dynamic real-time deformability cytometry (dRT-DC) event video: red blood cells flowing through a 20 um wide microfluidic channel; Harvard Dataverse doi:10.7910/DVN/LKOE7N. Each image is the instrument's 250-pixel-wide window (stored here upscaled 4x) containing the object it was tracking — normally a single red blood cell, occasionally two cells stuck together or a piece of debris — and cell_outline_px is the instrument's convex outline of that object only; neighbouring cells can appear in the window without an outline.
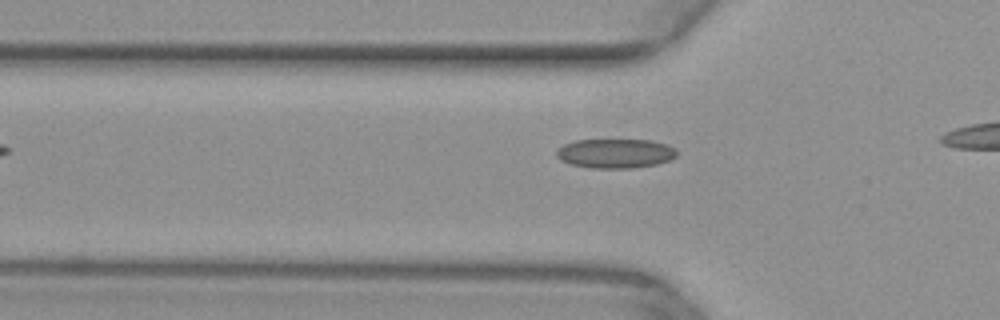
{"species": "common noctule bat (a hibernating species)", "species_latin": "Nyctalus noctula", "temperature_condition": "warm", "stored_images_in_passage": 28, "camera_frame_rate_fps": 3000, "um_per_image_px": 0.085, "animal": {"sex": "female", "body_mass_g": 29.2, "forearm_length_mm": 56.3}, "frame": {"image": 1, "passage_image": 4, "time_ms": 1.0, "image_size_px": [1000, 320], "cell_outline_px": [[676, 156], [668, 160], [656, 164], [632, 168], [588, 168], [568, 164], [560, 160], [556, 156], [556, 152], [564, 144], [576, 140], [652, 140], [668, 144], [676, 148]], "centroid_in_image_um": [52.29, 13.04], "position_along_channel_um": 73.5, "area_um2": 20.69}}
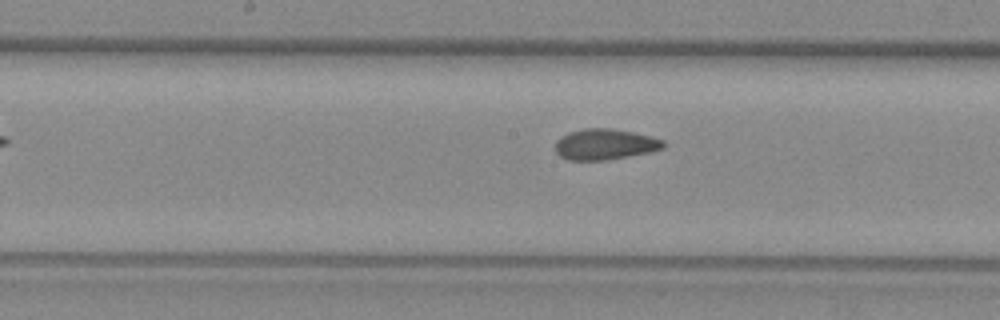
{"frame": {"image": 2, "passage_image": 13, "time_ms": 4.0, "image_size_px": [1000, 320], "cell_outline_px": [[664, 148], [648, 152], [628, 156], [604, 160], [568, 160], [560, 156], [556, 152], [556, 140], [560, 136], [568, 132], [584, 128], [612, 128], [652, 136], [664, 140]], "centroid_in_image_um": [51.4, 12.25], "position_along_channel_um": 196.8, "area_um2": 19.42}}
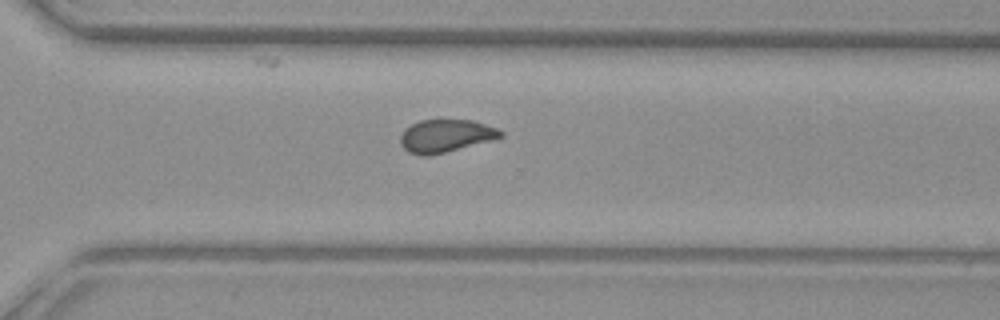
{"frame": {"image": 3, "passage_image": 23, "time_ms": 7.333, "image_size_px": [1000, 320], "cell_outline_px": [[504, 136], [444, 152], [428, 156], [420, 156], [408, 152], [400, 144], [400, 136], [404, 128], [420, 120], [472, 120], [496, 128], [504, 132]], "centroid_in_image_um": [37.82, 11.54], "position_along_channel_um": 332.8, "area_um2": 18.9}}